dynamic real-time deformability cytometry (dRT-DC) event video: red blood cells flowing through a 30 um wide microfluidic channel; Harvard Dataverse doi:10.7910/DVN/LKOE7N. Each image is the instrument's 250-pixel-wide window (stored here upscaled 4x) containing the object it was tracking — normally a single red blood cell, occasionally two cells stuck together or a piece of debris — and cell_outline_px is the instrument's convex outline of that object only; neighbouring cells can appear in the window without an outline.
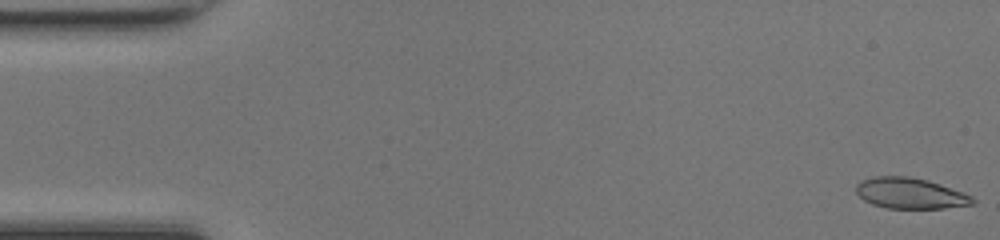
{"species": "common noctule bat (a hibernating species)", "species_latin": "Nyctalus noctula", "temperature_condition": "room temperature", "stored_images_in_passage": 48, "camera_frame_rate_fps": 3000, "um_per_image_px": 0.085, "animal": {"sex": "female", "body_mass_g": 17.0, "forearm_length_mm": 48.0}, "frame": {"image": 1, "passage_image": 1, "time_ms": 0.0, "image_size_px": [1000, 240], "cell_outline_px": [[976, 204], [944, 208], [888, 208], [872, 204], [864, 200], [856, 192], [856, 184], [860, 180], [872, 176], [908, 176], [928, 180], [964, 192], [972, 196], [976, 200]], "centroid_in_image_um": [77.38, 16.42], "position_along_channel_um": 7.6, "area_um2": 21.1}}
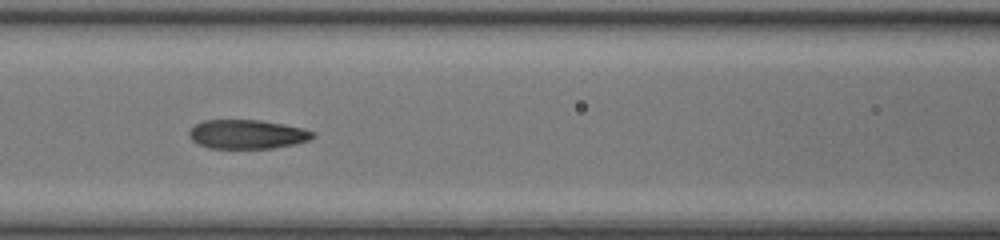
{"frame": {"image": 2, "passage_image": 21, "time_ms": 6.667, "image_size_px": [1000, 240], "cell_outline_px": [[316, 136], [308, 140], [296, 144], [272, 148], [208, 148], [192, 140], [188, 136], [188, 132], [196, 124], [204, 120], [260, 120], [284, 124], [304, 128], [316, 132]], "centroid_in_image_um": [21.05, 11.41], "position_along_channel_um": 145.6, "area_um2": 21.04}}
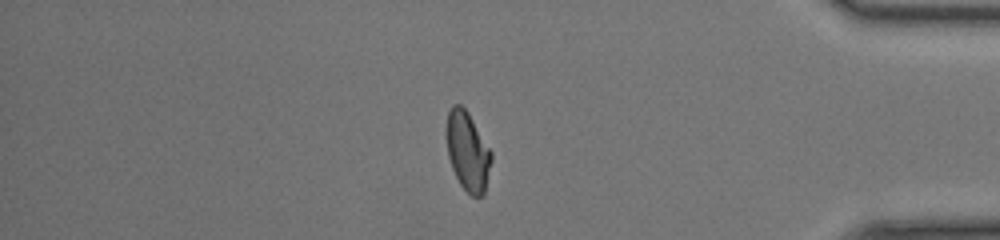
{"frame": {"image": 3, "passage_image": 41, "time_ms": 13.333, "image_size_px": [1000, 240], "cell_outline_px": [[492, 160], [484, 192], [480, 196], [472, 196], [460, 184], [452, 168], [448, 156], [444, 132], [444, 128], [448, 112], [452, 104], [460, 104], [468, 112], [492, 152]], "centroid_in_image_um": [39.71, 12.81], "position_along_channel_um": 395.5, "area_um2": 20.87}, "authors_computed_cell_mechanics": {"area_um2": 21.097, "velocity_mm_per_s": 4.279, "shape_relaxation_time_tau1_ms": null, "shape_relaxation_time_tau2_ms": 1.3686, "deformation_change_tau1": null, "deformation_change_tau2": 0.0824}}